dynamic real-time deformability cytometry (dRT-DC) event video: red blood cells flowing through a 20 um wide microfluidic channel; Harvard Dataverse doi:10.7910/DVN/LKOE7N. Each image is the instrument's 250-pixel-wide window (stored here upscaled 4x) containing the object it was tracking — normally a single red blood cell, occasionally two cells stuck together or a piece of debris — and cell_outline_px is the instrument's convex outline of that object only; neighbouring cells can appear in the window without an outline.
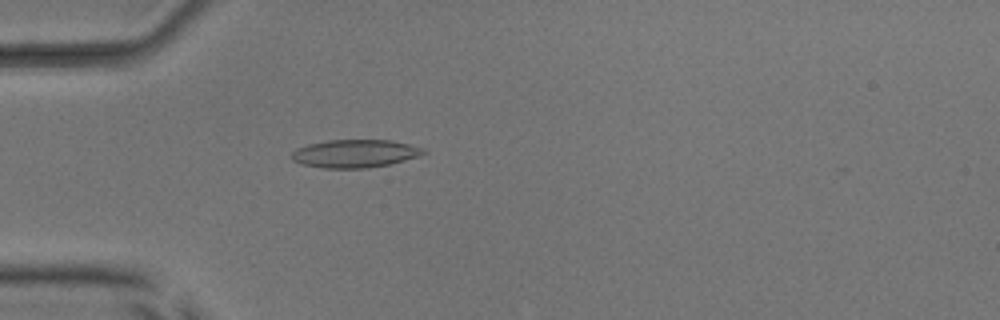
{"species": "common noctule bat (a hibernating species)", "species_latin": "Nyctalus noctula", "temperature_condition": "room temperature", "stored_images_in_passage": 52, "camera_frame_rate_fps": 3000, "um_per_image_px": 0.085, "animal": {"sex": "male", "body_mass_g": 17.9, "forearm_length_mm": 54.2}, "frame": {"image": 1, "passage_image": 16, "time_ms": 5.0, "image_size_px": [1000, 320], "cell_outline_px": [[428, 152], [420, 156], [388, 164], [368, 168], [324, 168], [300, 164], [292, 160], [292, 152], [296, 148], [308, 144], [328, 140], [392, 140], [424, 148]], "centroid_in_image_um": [30.17, 13.05], "position_along_channel_um": 54.8, "area_um2": 21.56}}
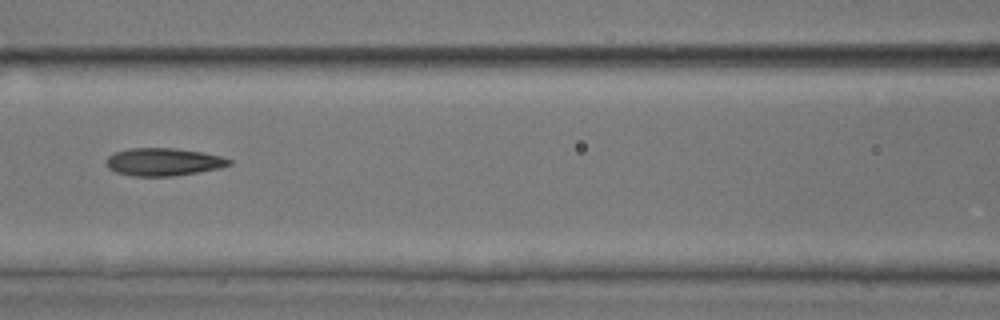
{"frame": {"image": 2, "passage_image": 24, "time_ms": 7.667, "image_size_px": [1000, 320], "cell_outline_px": [[232, 164], [220, 168], [172, 176], [132, 176], [116, 172], [108, 168], [104, 160], [108, 156], [116, 152], [128, 148], [176, 148], [200, 152], [220, 156], [232, 160]], "centroid_in_image_um": [13.86, 13.76], "position_along_channel_um": 152.7, "area_um2": 19.83}}
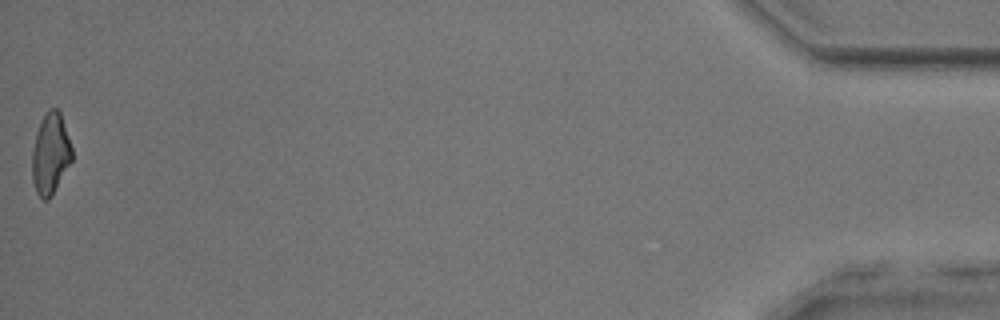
{"frame": {"image": 3, "passage_image": 52, "time_ms": 17.0, "image_size_px": [1000, 320], "cell_outline_px": [[72, 160], [52, 196], [48, 200], [44, 200], [36, 192], [32, 180], [32, 152], [36, 132], [48, 108], [56, 108], [60, 112], [72, 148]], "centroid_in_image_um": [4.28, 13.09], "position_along_channel_um": 430.9, "area_um2": 18.73}, "authors_computed_cell_mechanics": {"area_um2": 19.8543, "velocity_mm_per_s": 4.0106, "shape_relaxation_time_tau1_ms": null, "shape_relaxation_time_tau2_ms": 2.245, "deformation_change_tau1": null, "deformation_change_tau2": 0.106}}